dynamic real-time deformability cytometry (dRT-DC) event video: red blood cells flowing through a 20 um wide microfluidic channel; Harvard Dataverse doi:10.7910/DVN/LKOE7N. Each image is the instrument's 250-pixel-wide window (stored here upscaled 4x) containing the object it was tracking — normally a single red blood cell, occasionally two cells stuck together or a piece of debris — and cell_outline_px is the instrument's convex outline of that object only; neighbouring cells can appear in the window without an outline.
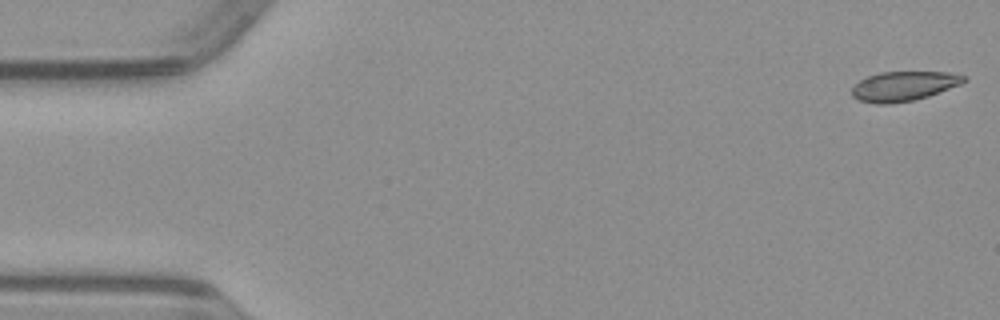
{"species": "common noctule bat (a hibernating species)", "species_latin": "Nyctalus noctula", "temperature_condition": "warm", "stored_images_in_passage": 51, "camera_frame_rate_fps": 3000, "um_per_image_px": 0.085, "animal": {"sex": "male", "body_mass_g": 23.1, "forearm_length_mm": 52.7}, "frame": {"image": 1, "passage_image": 1, "time_ms": 0.0, "image_size_px": [1000, 320], "cell_outline_px": [[968, 80], [960, 84], [928, 96], [912, 100], [888, 104], [876, 104], [860, 100], [852, 96], [852, 88], [860, 80], [868, 76], [880, 72], [948, 72], [964, 76]], "centroid_in_image_um": [76.8, 7.32], "position_along_channel_um": 8.2, "area_um2": 19.07}}
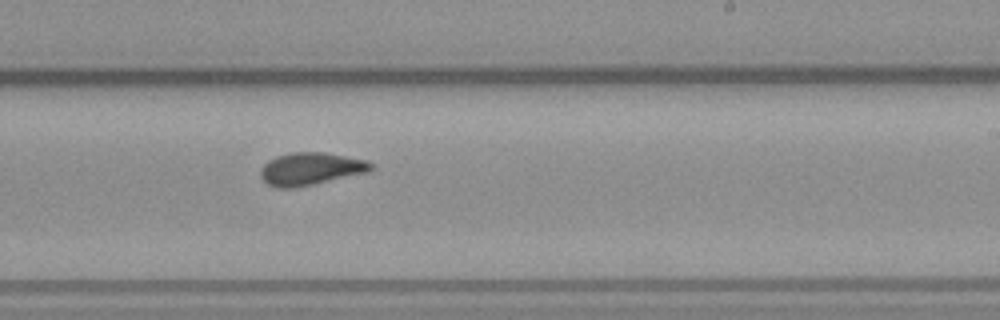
{"frame": {"image": 2, "passage_image": 30, "time_ms": 9.667, "image_size_px": [1000, 320], "cell_outline_px": [[372, 168], [368, 172], [312, 184], [292, 188], [276, 188], [268, 184], [260, 176], [260, 168], [268, 160], [276, 156], [292, 152], [324, 152], [368, 160], [372, 164]], "centroid_in_image_um": [26.38, 14.34], "position_along_channel_um": 262.6, "area_um2": 20.87}}
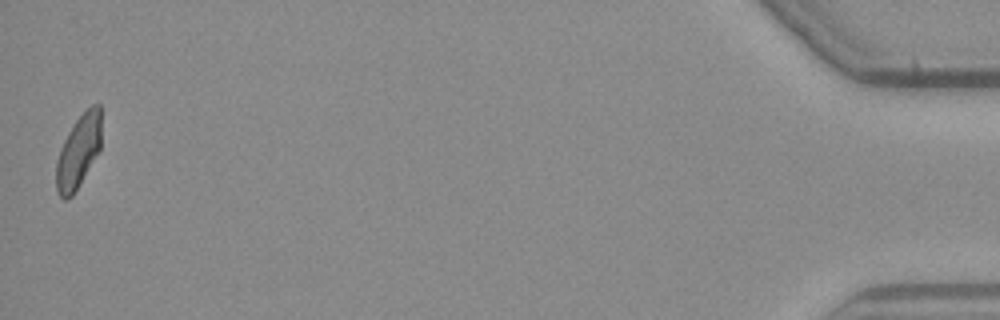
{"frame": {"image": 3, "passage_image": 50, "time_ms": 16.333, "image_size_px": [1000, 320], "cell_outline_px": [[100, 148], [72, 196], [64, 200], [60, 196], [56, 188], [56, 160], [60, 148], [68, 132], [76, 120], [92, 104], [100, 104]], "centroid_in_image_um": [6.64, 12.87], "position_along_channel_um": 428.6, "area_um2": 18.73}}